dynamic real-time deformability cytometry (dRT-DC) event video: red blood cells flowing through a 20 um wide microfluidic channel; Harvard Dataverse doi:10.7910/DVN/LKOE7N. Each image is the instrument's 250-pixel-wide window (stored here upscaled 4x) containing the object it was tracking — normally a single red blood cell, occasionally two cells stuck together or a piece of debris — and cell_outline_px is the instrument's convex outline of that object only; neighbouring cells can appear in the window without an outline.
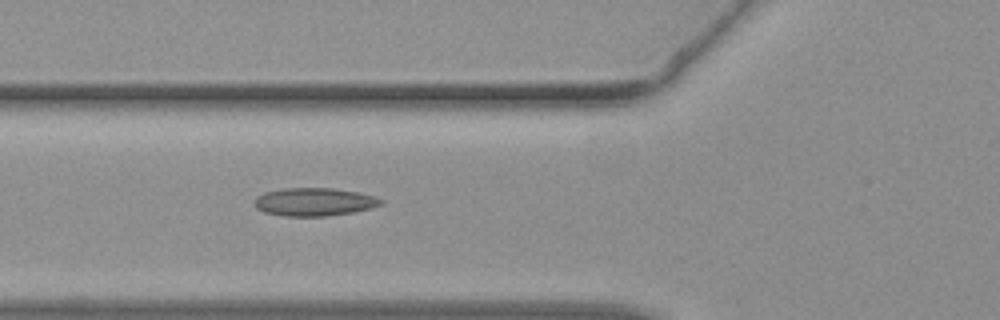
{"species": "common noctule bat (a hibernating species)", "species_latin": "Nyctalus noctula", "temperature_condition": "warm", "stored_images_in_passage": 34, "camera_frame_rate_fps": 3000, "um_per_image_px": 0.085, "animal": {"sex": "female", "body_mass_g": 19.3, "forearm_length_mm": 54.1}, "frame": {"image": 1, "passage_image": 6, "time_ms": 1.667, "image_size_px": [1000, 320], "cell_outline_px": [[384, 204], [352, 212], [324, 216], [284, 216], [264, 212], [256, 208], [252, 204], [256, 196], [264, 192], [284, 188], [332, 188], [356, 192], [372, 196], [384, 200]], "centroid_in_image_um": [26.64, 17.16], "position_along_channel_um": 99.2, "area_um2": 20.63}}
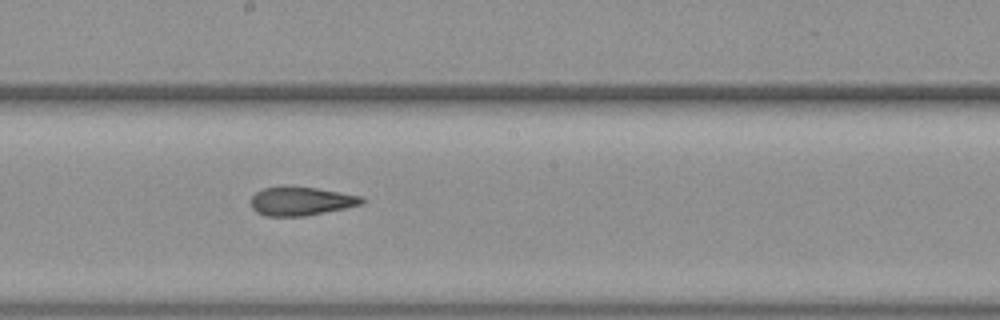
{"frame": {"image": 2, "passage_image": 14, "time_ms": 4.333, "image_size_px": [1000, 320], "cell_outline_px": [[368, 200], [360, 204], [348, 208], [304, 216], [264, 216], [256, 212], [252, 208], [252, 196], [260, 188], [284, 184], [316, 188], [364, 196]], "centroid_in_image_um": [25.59, 17.07], "position_along_channel_um": 222.6, "area_um2": 19.13}}
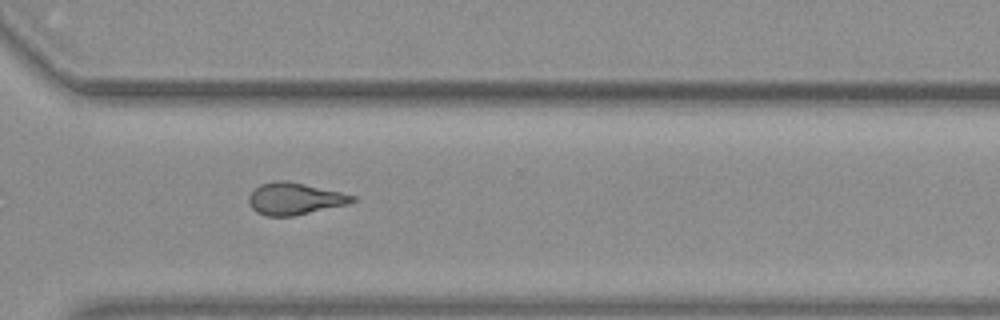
{"frame": {"image": 3, "passage_image": 22, "time_ms": 7.0, "image_size_px": [1000, 320], "cell_outline_px": [[356, 200], [348, 204], [296, 216], [264, 216], [256, 212], [252, 208], [248, 200], [248, 196], [260, 184], [276, 180], [288, 180], [340, 192], [356, 196]], "centroid_in_image_um": [25.04, 16.9], "position_along_channel_um": 345.6, "area_um2": 19.42}}